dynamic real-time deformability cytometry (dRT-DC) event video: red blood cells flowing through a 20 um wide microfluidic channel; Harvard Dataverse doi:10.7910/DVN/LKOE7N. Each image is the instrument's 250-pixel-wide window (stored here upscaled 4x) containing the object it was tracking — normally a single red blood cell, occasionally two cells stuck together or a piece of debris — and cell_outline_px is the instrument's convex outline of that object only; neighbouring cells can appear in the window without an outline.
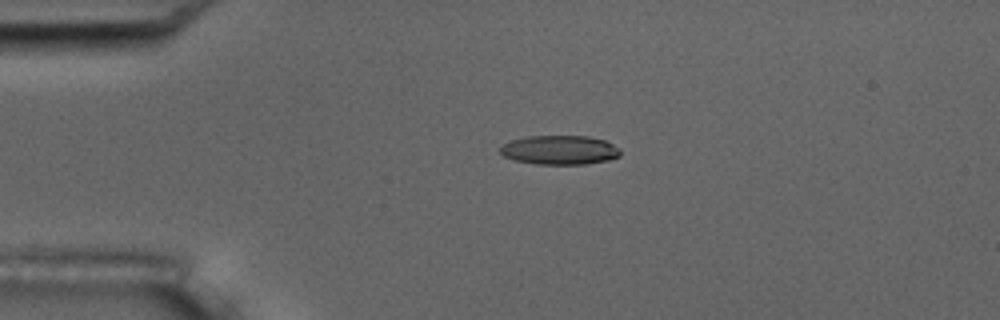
{"species": "common noctule bat (a hibernating species)", "species_latin": "Nyctalus noctula", "temperature_condition": "room temperature", "stored_images_in_passage": 4, "camera_frame_rate_fps": 3000, "um_per_image_px": 0.085, "animal": {"sex": "male", "body_mass_g": 17.5, "forearm_length_mm": 52.3}, "frame": {"image": 1, "passage_image": 3, "time_ms": 3.333, "image_size_px": [1000, 320], "cell_outline_px": [[620, 156], [608, 160], [584, 164], [536, 164], [516, 160], [504, 156], [500, 152], [500, 148], [504, 144], [512, 140], [528, 136], [588, 136], [604, 140], [620, 148]], "centroid_in_image_um": [47.59, 12.75], "position_along_channel_um": 37.4, "area_um2": 20.29}}